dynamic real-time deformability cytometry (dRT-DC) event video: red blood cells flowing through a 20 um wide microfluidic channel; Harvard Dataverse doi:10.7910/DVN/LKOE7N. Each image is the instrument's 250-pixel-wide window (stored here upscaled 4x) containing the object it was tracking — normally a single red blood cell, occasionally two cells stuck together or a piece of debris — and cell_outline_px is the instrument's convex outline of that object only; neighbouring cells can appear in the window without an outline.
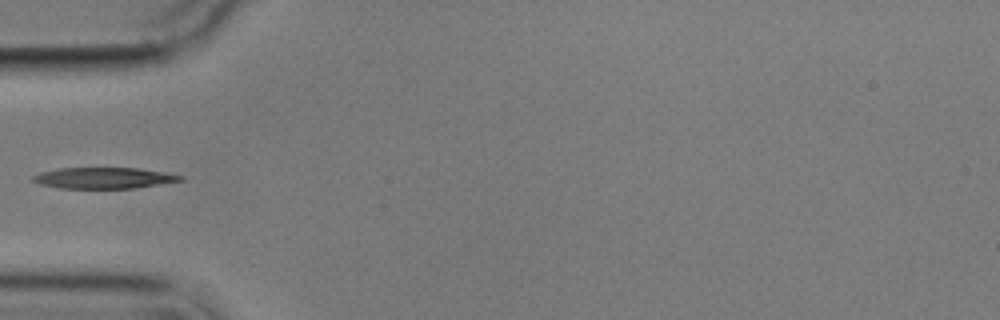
{"species": "common noctule bat (a hibernating species)", "species_latin": "Nyctalus noctula", "temperature_condition": "cold", "stored_images_in_passage": 4, "camera_frame_rate_fps": 3000, "um_per_image_px": 0.085, "animal": {"sex": "male", "body_mass_g": 17.9}, "frame": {"image": 1, "passage_image": 4, "time_ms": 3.667, "image_size_px": [1000, 320], "cell_outline_px": [[184, 180], [136, 188], [60, 188], [40, 184], [32, 180], [32, 176], [40, 172], [60, 168], [136, 168], [184, 176]], "centroid_in_image_um": [8.8, 15.13], "position_along_channel_um": 76.2, "area_um2": 17.92}}